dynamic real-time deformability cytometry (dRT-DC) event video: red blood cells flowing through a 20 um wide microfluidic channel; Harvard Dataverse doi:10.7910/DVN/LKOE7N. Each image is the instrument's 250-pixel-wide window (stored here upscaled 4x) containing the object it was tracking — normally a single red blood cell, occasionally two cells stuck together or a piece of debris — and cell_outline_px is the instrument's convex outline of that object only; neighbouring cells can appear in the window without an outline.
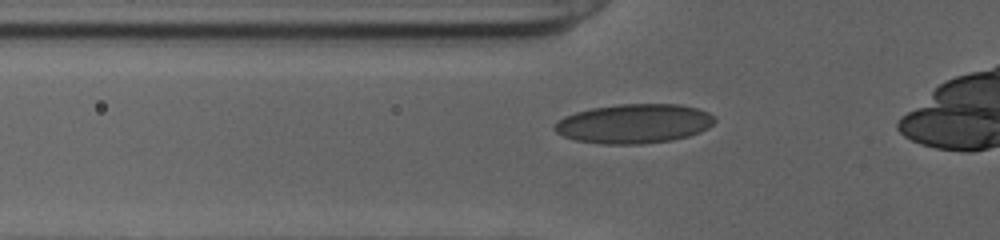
{"species": "human", "species_latin": "Homo sapiens", "temperature_condition": "cold", "stored_images_in_passage": 34, "camera_frame_rate_fps": 3000, "um_per_image_px": 0.085, "donor": {"sex": "female"}, "frame": {"image": 1, "passage_image": 6, "time_ms": 1.667, "image_size_px": [1000, 240], "cell_outline_px": [[716, 120], [708, 128], [700, 132], [688, 136], [672, 140], [640, 144], [600, 144], [576, 140], [564, 136], [556, 132], [552, 128], [552, 124], [564, 116], [576, 112], [592, 108], [620, 104], [680, 104], [696, 108], [708, 112], [716, 116]], "centroid_in_image_um": [53.89, 10.51], "position_along_channel_um": 71.9, "area_um2": 36.88}}
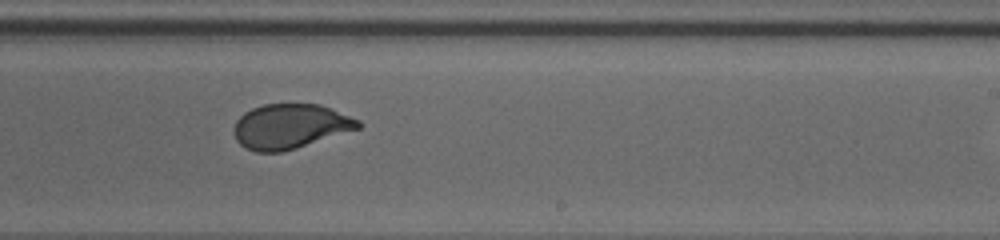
{"frame": {"image": 2, "passage_image": 21, "time_ms": 6.667, "image_size_px": [1000, 240], "cell_outline_px": [[364, 124], [360, 128], [296, 148], [280, 152], [256, 152], [244, 148], [236, 140], [232, 132], [232, 128], [236, 120], [244, 112], [252, 108], [264, 104], [320, 104], [360, 120]], "centroid_in_image_um": [24.63, 10.74], "position_along_channel_um": 264.4, "area_um2": 32.6}}
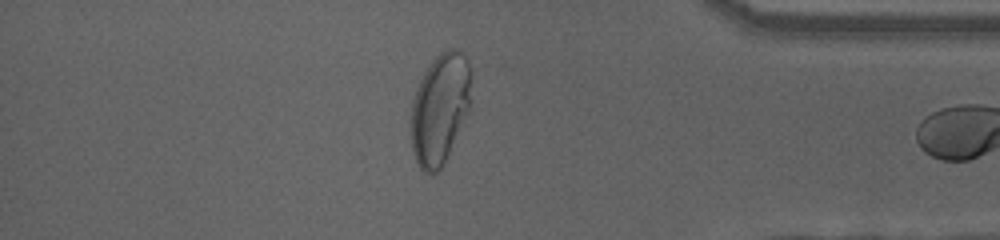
{"frame": {"image": 3, "passage_image": 33, "time_ms": 10.667, "image_size_px": [1000, 240], "cell_outline_px": [[472, 72], [468, 108], [448, 152], [440, 168], [432, 176], [424, 172], [416, 164], [412, 152], [412, 100], [416, 88], [424, 72], [432, 60], [440, 52], [448, 48], [452, 48], [460, 52], [468, 60]], "centroid_in_image_um": [37.37, 9.2], "position_along_channel_um": 397.8, "area_um2": 38.21}}